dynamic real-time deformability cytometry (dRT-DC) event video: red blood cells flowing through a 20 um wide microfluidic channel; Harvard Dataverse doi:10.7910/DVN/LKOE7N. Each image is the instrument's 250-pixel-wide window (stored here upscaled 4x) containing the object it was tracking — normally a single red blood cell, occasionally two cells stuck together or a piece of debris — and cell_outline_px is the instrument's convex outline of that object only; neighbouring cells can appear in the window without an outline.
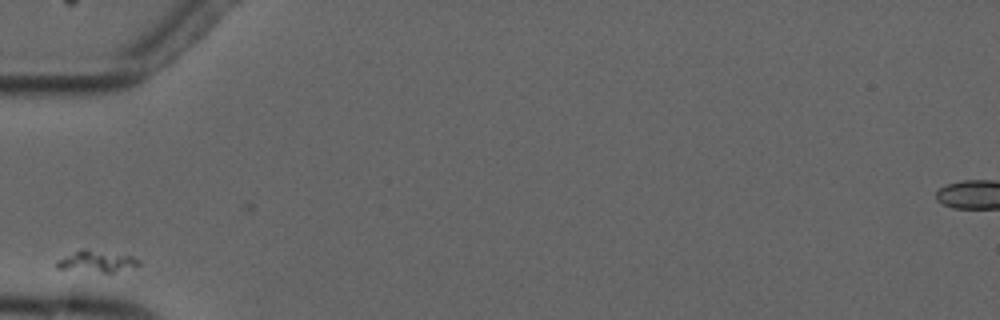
{"species": "common noctule bat (a hibernating species)", "species_latin": "Nyctalus noctula", "temperature_condition": "cold", "stored_images_in_passage": 3, "camera_frame_rate_fps": 3000, "um_per_image_px": 0.085, "animal": {"sex": "male", "forearm_length_mm": 52.5}, "frame": {"image": 1, "passage_image": 1, "time_ms": 0.0, "image_size_px": [1000, 320], "cell_outline_px": [[140, 264], [116, 272], [104, 272], [56, 268], [56, 260], [80, 248], [84, 248], [132, 256], [140, 260]], "centroid_in_image_um": [8.19, 22.2], "position_along_channel_um": 76.8, "area_um2": 10.17}}
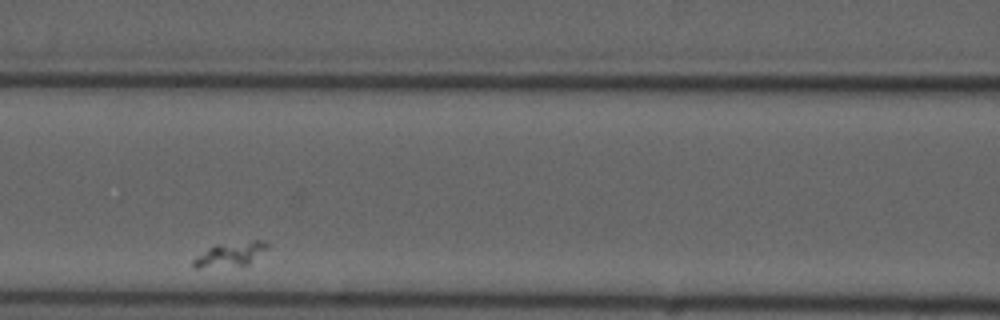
{"frame": {"image": 2, "passage_image": 3, "time_ms": 2.333, "image_size_px": [1000, 320], "cell_outline_px": [[268, 248], [248, 264], [196, 268], [192, 264], [192, 260], [208, 248], [216, 244], [252, 240], [264, 240], [268, 244]], "centroid_in_image_um": [19.59, 21.58], "position_along_channel_um": 147.0, "area_um2": 10.29}}